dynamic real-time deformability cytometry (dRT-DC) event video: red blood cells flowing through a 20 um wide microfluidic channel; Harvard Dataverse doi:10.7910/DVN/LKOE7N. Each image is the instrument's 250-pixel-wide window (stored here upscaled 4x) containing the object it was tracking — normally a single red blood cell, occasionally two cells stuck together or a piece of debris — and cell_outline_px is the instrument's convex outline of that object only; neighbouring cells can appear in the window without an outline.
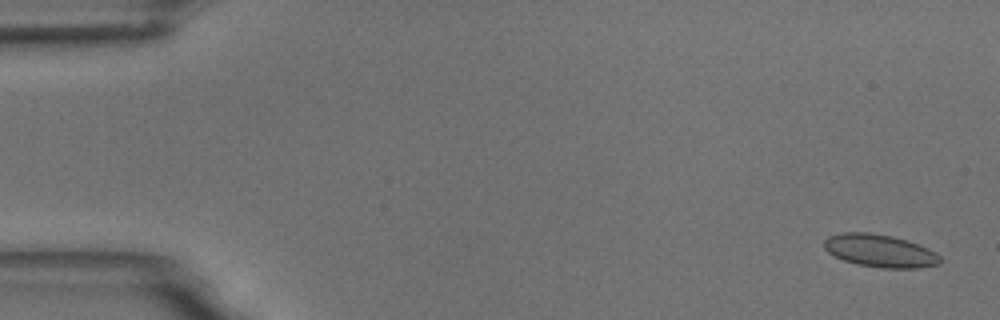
{"species": "common noctule bat (a hibernating species)", "species_latin": "Nyctalus noctula", "temperature_condition": "room temperature", "stored_images_in_passage": 57, "camera_frame_rate_fps": 3000, "um_per_image_px": 0.085, "animal": {"sex": "male", "body_mass_g": 18.8}, "frame": {"image": 1, "passage_image": 3, "time_ms": 0.667, "image_size_px": [1000, 320], "cell_outline_px": [[940, 264], [916, 268], [880, 268], [856, 264], [832, 256], [824, 248], [824, 240], [828, 236], [840, 232], [868, 232], [892, 236], [928, 248], [936, 252], [940, 256]], "centroid_in_image_um": [74.75, 21.32], "position_along_channel_um": 10.3, "area_um2": 22.2}}
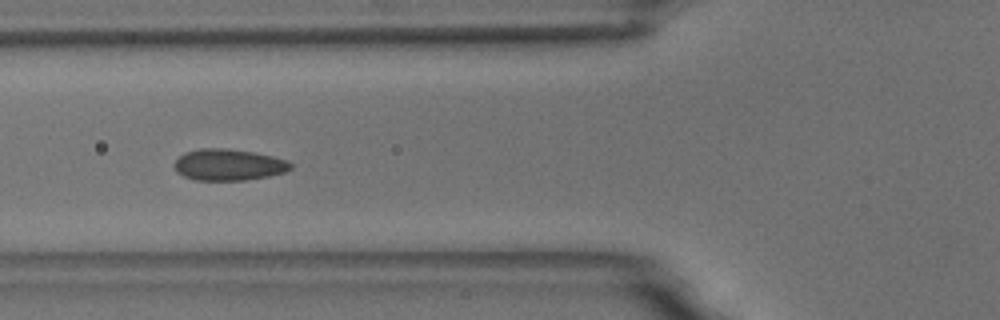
{"frame": {"image": 2, "passage_image": 22, "time_ms": 7.0, "image_size_px": [1000, 320], "cell_outline_px": [[292, 168], [284, 172], [268, 176], [244, 180], [192, 180], [176, 172], [172, 164], [184, 152], [200, 148], [228, 148], [252, 152], [272, 156], [288, 160], [292, 164]], "centroid_in_image_um": [19.39, 14.0], "position_along_channel_um": 106.4, "area_um2": 21.44}}
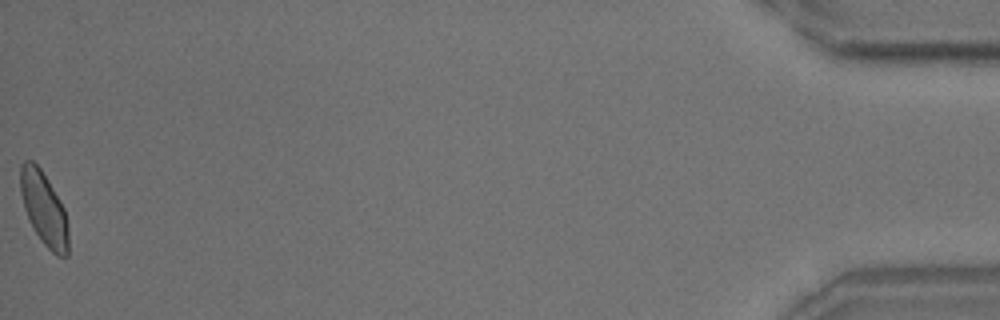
{"frame": {"image": 3, "passage_image": 57, "time_ms": 18.667, "image_size_px": [1000, 320], "cell_outline_px": [[68, 256], [56, 256], [44, 244], [36, 232], [24, 208], [20, 192], [20, 164], [24, 160], [32, 160], [40, 168], [64, 208], [68, 224]], "centroid_in_image_um": [3.73, 17.73], "position_along_channel_um": 431.5, "area_um2": 20.23}, "authors_computed_cell_mechanics": {"area_um2": 21.097, "velocity_mm_per_s": 3.6236, "shape_relaxation_time_tau1_ms": 6.1246, "shape_relaxation_time_tau2_ms": null, "deformation_change_tau1": 0.0881, "deformation_change_tau2": null}}